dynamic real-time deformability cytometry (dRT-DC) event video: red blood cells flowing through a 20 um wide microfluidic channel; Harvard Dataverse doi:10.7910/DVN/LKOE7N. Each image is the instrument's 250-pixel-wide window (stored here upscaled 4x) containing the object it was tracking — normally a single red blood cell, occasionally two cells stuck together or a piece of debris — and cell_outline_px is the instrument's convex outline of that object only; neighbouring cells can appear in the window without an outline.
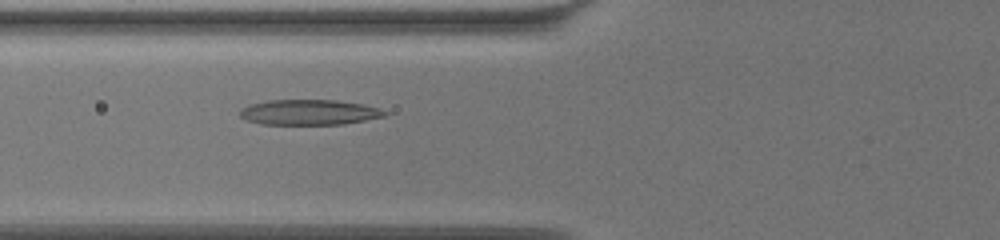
{"species": "common noctule bat (a hibernating species)", "species_latin": "Nyctalus noctula", "temperature_condition": "warm", "stored_images_in_passage": 59, "camera_frame_rate_fps": 3000, "um_per_image_px": 0.085, "animal": {"sex": "female", "body_mass_g": 19.5, "forearm_length_mm": 54.1}, "frame": {"image": 1, "passage_image": 22, "time_ms": 7.0, "image_size_px": [1000, 240], "cell_outline_px": [[388, 116], [344, 124], [264, 124], [248, 120], [240, 116], [240, 108], [248, 104], [268, 100], [336, 100], [360, 104], [380, 108], [388, 112]], "centroid_in_image_um": [26.3, 9.54], "position_along_channel_um": 99.5, "area_um2": 21.39}}
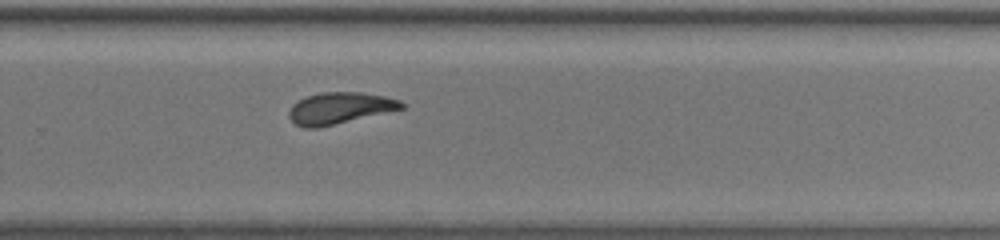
{"frame": {"image": 2, "passage_image": 40, "time_ms": 13.0, "image_size_px": [1000, 240], "cell_outline_px": [[404, 108], [316, 128], [304, 128], [296, 124], [288, 116], [288, 112], [292, 104], [308, 96], [320, 92], [360, 92], [384, 96], [400, 100], [404, 104]], "centroid_in_image_um": [28.85, 9.18], "position_along_channel_um": 301.0, "area_um2": 20.35}}
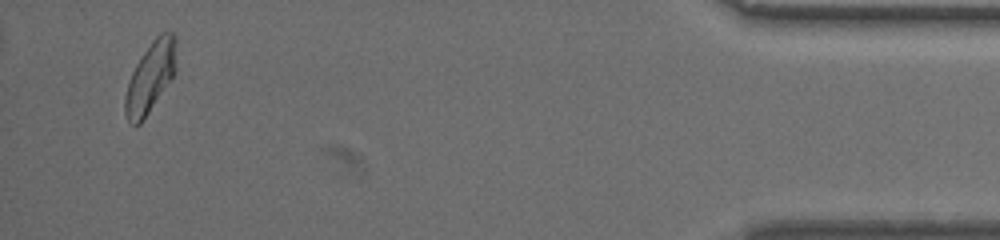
{"frame": {"image": 3, "passage_image": 57, "time_ms": 18.667, "image_size_px": [1000, 240], "cell_outline_px": [[176, 72], [140, 124], [128, 124], [124, 112], [124, 96], [132, 72], [136, 64], [152, 40], [160, 32], [172, 32], [176, 36]], "centroid_in_image_um": [12.78, 6.55], "position_along_channel_um": 422.4, "area_um2": 20.98}, "authors_computed_cell_mechanics": {"area_um2": 20.9814, "velocity_mm_per_s": 3.3595, "shape_relaxation_time_tau1_ms": 7.8599, "shape_relaxation_time_tau2_ms": 3.0585, "deformation_change_tau1": 0.2257, "deformation_change_tau2": 0.1106}}